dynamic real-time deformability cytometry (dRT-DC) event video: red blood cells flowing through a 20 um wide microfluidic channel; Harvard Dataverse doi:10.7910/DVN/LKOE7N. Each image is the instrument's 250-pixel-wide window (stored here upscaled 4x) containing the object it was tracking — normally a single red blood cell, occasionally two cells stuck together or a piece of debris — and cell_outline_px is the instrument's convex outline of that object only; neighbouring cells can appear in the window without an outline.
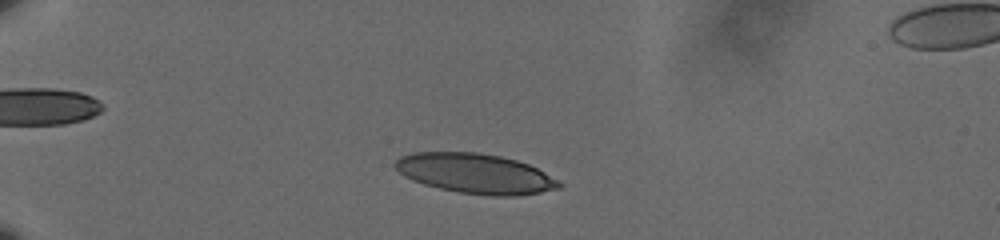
{"species": "human", "species_latin": "Homo sapiens", "temperature_condition": "cold", "stored_images_in_passage": 53, "camera_frame_rate_fps": 3000, "um_per_image_px": 0.085, "donor": {"sex": "male"}, "frame": {"image": 1, "passage_image": 10, "time_ms": 3.0, "image_size_px": [1000, 240], "cell_outline_px": [[564, 184], [560, 188], [540, 192], [516, 196], [492, 196], [460, 192], [440, 188], [424, 184], [412, 180], [404, 176], [392, 164], [400, 156], [412, 152], [476, 152], [500, 156], [516, 160], [528, 164], [560, 180]], "centroid_in_image_um": [40.41, 14.75], "position_along_channel_um": 44.6, "area_um2": 38.15}}
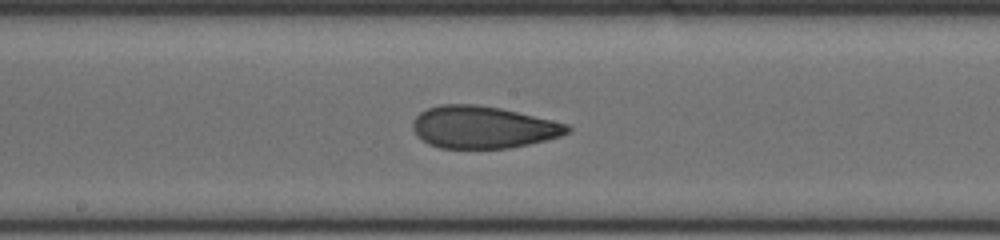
{"frame": {"image": 2, "passage_image": 28, "time_ms": 9.0, "image_size_px": [1000, 240], "cell_outline_px": [[572, 128], [568, 132], [560, 136], [528, 144], [508, 148], [440, 148], [428, 144], [416, 136], [412, 128], [412, 124], [416, 116], [420, 112], [428, 108], [440, 104], [476, 104], [500, 108], [552, 120], [568, 124]], "centroid_in_image_um": [41.01, 10.81], "position_along_channel_um": 207.2, "area_um2": 37.97}}
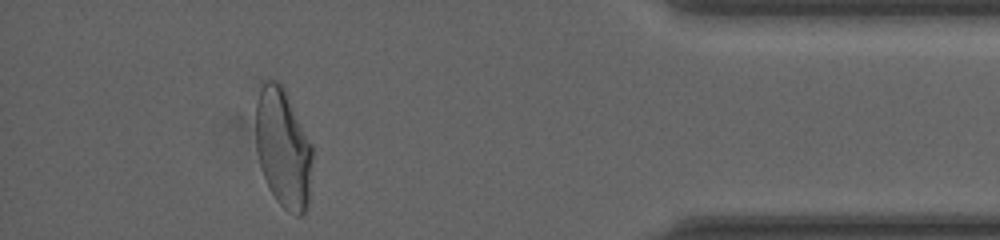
{"frame": {"image": 3, "passage_image": 48, "time_ms": 15.667, "image_size_px": [1000, 240], "cell_outline_px": [[312, 160], [308, 204], [304, 212], [300, 216], [296, 216], [288, 212], [276, 200], [268, 188], [260, 164], [256, 148], [256, 100], [260, 80], [276, 80], [284, 88], [312, 144]], "centroid_in_image_um": [24.05, 12.57], "position_along_channel_um": 411.2, "area_um2": 39.65}, "authors_computed_cell_mechanics": {"area_um2": 38.3214, "velocity_mm_per_s": 3.5949, "shape_relaxation_time_tau1_ms": 10.8321, "shape_relaxation_time_tau2_ms": 1.2438, "deformation_change_tau1": 0.2769, "deformation_change_tau2": 0.0811}}